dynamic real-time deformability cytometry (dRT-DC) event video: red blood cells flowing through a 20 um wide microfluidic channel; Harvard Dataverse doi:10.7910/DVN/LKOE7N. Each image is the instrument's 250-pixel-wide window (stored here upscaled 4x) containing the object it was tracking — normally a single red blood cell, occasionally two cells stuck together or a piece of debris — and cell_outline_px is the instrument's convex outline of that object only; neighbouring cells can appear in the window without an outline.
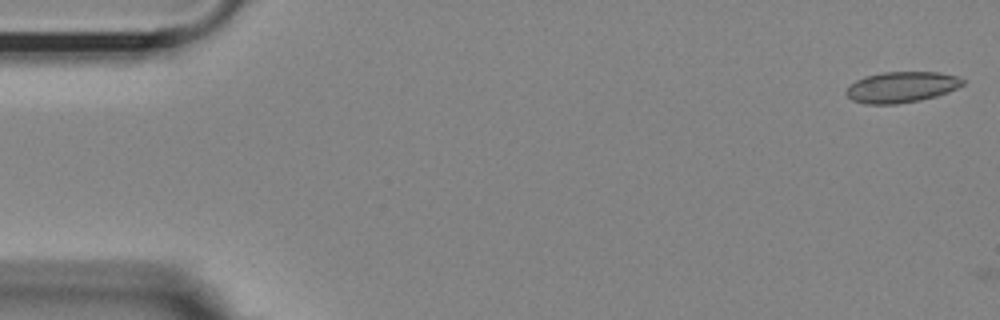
{"species": "Egyptian fruit bat (a non-hibernating species)", "species_latin": "Rousettus aegyptiacus", "temperature_condition": "room temperature", "stored_images_in_passage": 2, "camera_frame_rate_fps": 3000, "um_per_image_px": 0.085, "animal": {"sex": "female"}, "frame": {"image": 1, "passage_image": 1, "time_ms": 0.0, "image_size_px": [1000, 320], "cell_outline_px": [[964, 84], [948, 92], [936, 96], [920, 100], [896, 104], [864, 104], [852, 100], [844, 92], [856, 80], [864, 76], [884, 72], [940, 72], [956, 76], [964, 80]], "centroid_in_image_um": [76.62, 7.4], "position_along_channel_um": 8.4, "area_um2": 20.92}}